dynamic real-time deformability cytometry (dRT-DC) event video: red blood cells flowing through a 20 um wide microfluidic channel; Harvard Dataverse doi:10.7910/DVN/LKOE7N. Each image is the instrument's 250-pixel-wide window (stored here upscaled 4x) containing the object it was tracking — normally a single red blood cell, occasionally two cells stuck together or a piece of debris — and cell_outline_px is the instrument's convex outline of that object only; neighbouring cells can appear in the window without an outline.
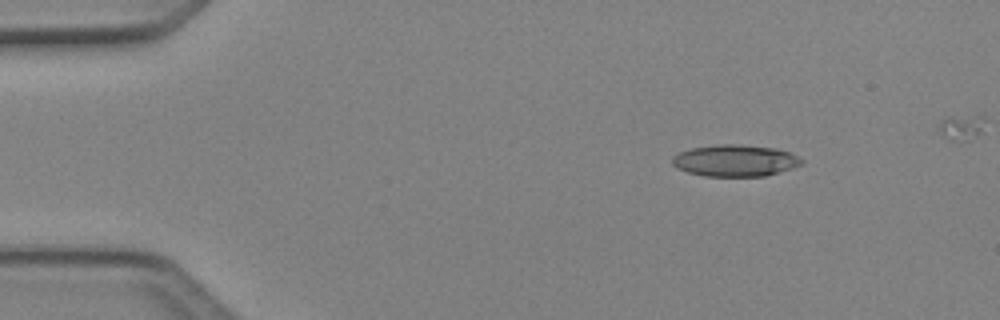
{"species": "Egyptian fruit bat (a non-hibernating species)", "species_latin": "Rousettus aegyptiacus", "temperature_condition": "cold", "stored_images_in_passage": 3, "camera_frame_rate_fps": 3000, "um_per_image_px": 0.085, "animal": {"sex": "female"}, "frame": {"image": 1, "passage_image": 1, "time_ms": 0.0, "image_size_px": [1000, 320], "cell_outline_px": [[804, 164], [780, 172], [764, 176], [704, 176], [688, 172], [676, 168], [672, 164], [672, 156], [688, 148], [716, 144], [736, 144], [776, 148], [788, 152], [804, 160]], "centroid_in_image_um": [62.46, 13.64], "position_along_channel_um": 22.5, "area_um2": 24.04}}
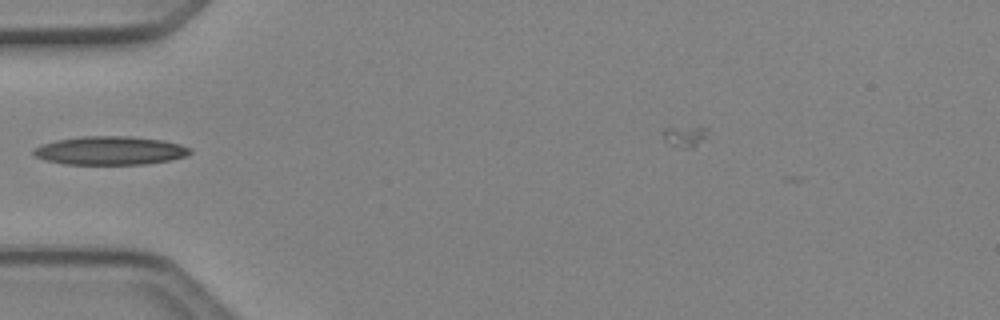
{"frame": {"image": 2, "passage_image": 3, "time_ms": 0.667, "image_size_px": [1000, 320], "cell_outline_px": [[192, 152], [184, 156], [168, 160], [144, 164], [64, 164], [44, 160], [36, 156], [32, 152], [32, 148], [40, 144], [56, 140], [80, 136], [128, 136], [164, 140], [180, 144], [192, 148]], "centroid_in_image_um": [9.32, 12.79], "position_along_channel_um": 75.7, "area_um2": 26.13}}